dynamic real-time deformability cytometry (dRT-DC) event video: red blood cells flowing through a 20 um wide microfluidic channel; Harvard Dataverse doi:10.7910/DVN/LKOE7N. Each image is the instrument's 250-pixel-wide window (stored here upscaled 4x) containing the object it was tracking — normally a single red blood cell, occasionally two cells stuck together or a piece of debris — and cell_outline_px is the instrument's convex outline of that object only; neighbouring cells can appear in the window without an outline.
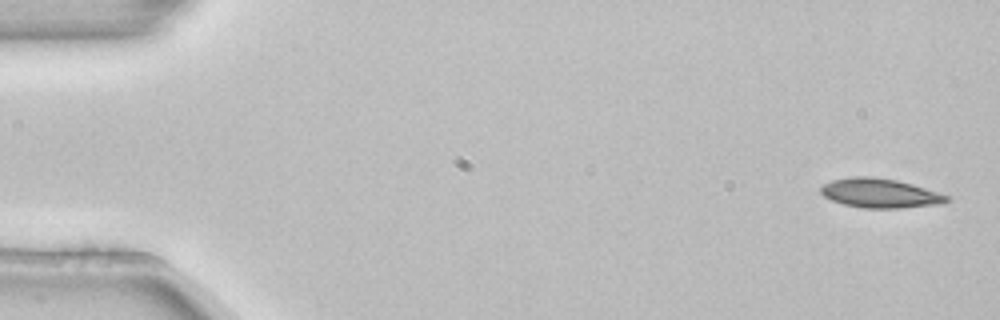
{"species": "common noctule bat (a hibernating species)", "species_latin": "Nyctalus noctula", "temperature_condition": "room temperature", "stored_images_in_passage": 5, "camera_frame_rate_fps": 3000, "um_per_image_px": 0.085, "animal": {"sex": "female", "body_mass_g": 22.7, "forearm_length_mm": 54.2}, "frame": {"image": 1, "passage_image": 1, "time_ms": 0.0, "image_size_px": [1000, 320], "cell_outline_px": [[952, 200], [944, 204], [900, 208], [864, 208], [844, 204], [832, 200], [824, 196], [820, 192], [820, 188], [824, 184], [832, 180], [852, 176], [872, 176], [896, 180], [912, 184], [948, 196]], "centroid_in_image_um": [74.81, 16.42], "position_along_channel_um": 10.2, "area_um2": 21.5}}
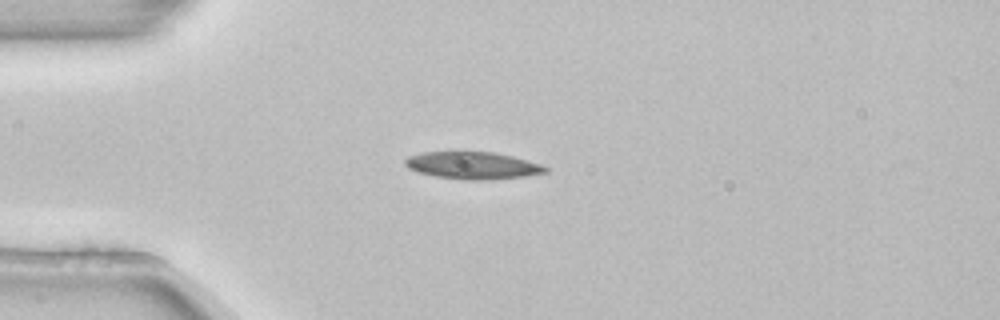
{"frame": {"image": 2, "passage_image": 4, "time_ms": 1.0, "image_size_px": [1000, 320], "cell_outline_px": [[548, 172], [524, 176], [492, 180], [472, 180], [436, 176], [420, 172], [408, 168], [404, 164], [404, 160], [408, 156], [424, 152], [496, 152], [512, 156], [540, 164], [548, 168]], "centroid_in_image_um": [40.19, 14.06], "position_along_channel_um": 44.8, "area_um2": 22.08}}
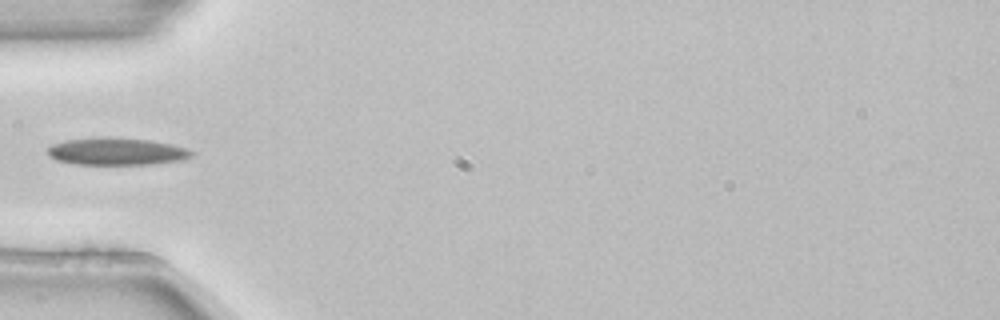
{"frame": {"image": 3, "passage_image": 5, "time_ms": 1.333, "image_size_px": [1000, 320], "cell_outline_px": [[192, 156], [184, 160], [152, 164], [76, 164], [56, 160], [48, 156], [48, 148], [52, 144], [68, 140], [108, 136], [152, 140], [172, 144], [188, 148], [192, 152]], "centroid_in_image_um": [9.94, 12.86], "position_along_channel_um": 75.1, "area_um2": 23.06}}